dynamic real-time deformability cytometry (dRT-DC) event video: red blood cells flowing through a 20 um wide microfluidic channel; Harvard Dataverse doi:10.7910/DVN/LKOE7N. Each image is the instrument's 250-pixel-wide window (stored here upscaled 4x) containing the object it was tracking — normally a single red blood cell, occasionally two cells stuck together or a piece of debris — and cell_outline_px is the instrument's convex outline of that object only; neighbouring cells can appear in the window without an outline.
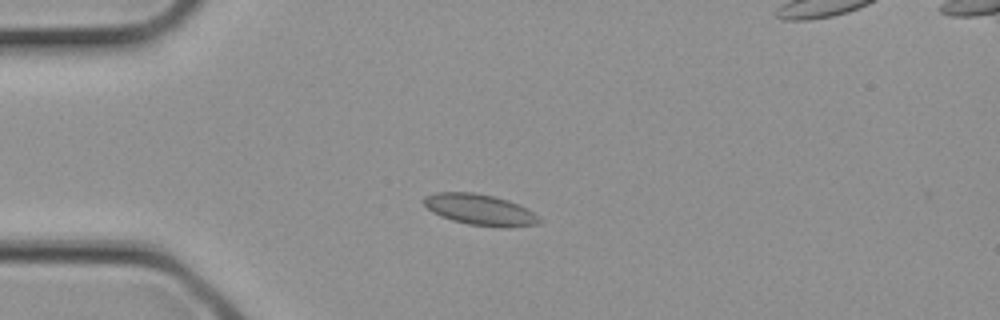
{"species": "common noctule bat (a hibernating species)", "species_latin": "Nyctalus noctula", "temperature_condition": "cold", "stored_images_in_passage": 3, "camera_frame_rate_fps": 3000, "um_per_image_px": 0.085, "animal": {"sex": "female", "body_mass_g": 21.9}, "frame": {"image": 1, "passage_image": 2, "time_ms": 0.333, "image_size_px": [1000, 320], "cell_outline_px": [[540, 224], [512, 228], [500, 228], [468, 224], [452, 220], [440, 216], [432, 212], [424, 204], [424, 196], [436, 192], [472, 192], [492, 196], [508, 200], [528, 208], [540, 216]], "centroid_in_image_um": [40.85, 17.84], "position_along_channel_um": 44.2, "area_um2": 21.15}}